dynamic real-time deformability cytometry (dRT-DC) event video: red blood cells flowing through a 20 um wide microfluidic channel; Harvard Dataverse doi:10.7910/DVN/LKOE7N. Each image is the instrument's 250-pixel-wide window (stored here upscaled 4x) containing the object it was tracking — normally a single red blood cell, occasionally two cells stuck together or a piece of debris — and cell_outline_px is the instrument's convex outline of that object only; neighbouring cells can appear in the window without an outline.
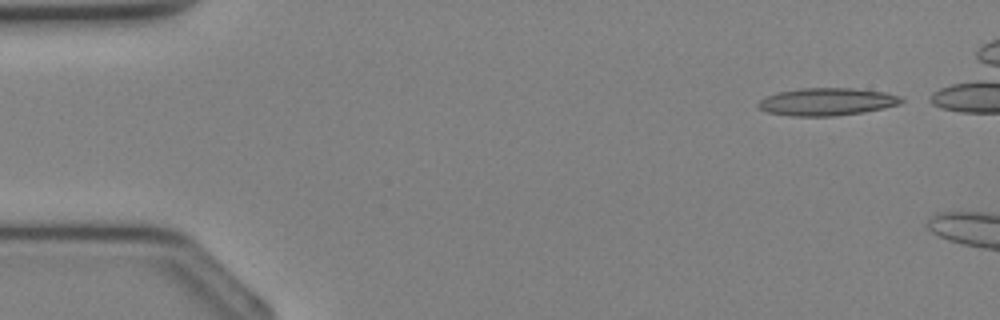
{"species": "Egyptian fruit bat (a non-hibernating species)", "species_latin": "Rousettus aegyptiacus", "temperature_condition": "cold", "stored_images_in_passage": 5, "camera_frame_rate_fps": 3000, "um_per_image_px": 0.085, "animal": {"sex": "female"}, "frame": {"image": 1, "passage_image": 2, "time_ms": 0.333, "image_size_px": [1000, 320], "cell_outline_px": [[904, 100], [900, 104], [884, 108], [836, 116], [792, 116], [768, 112], [760, 108], [756, 104], [764, 96], [780, 92], [800, 88], [852, 88], [884, 92], [900, 96]], "centroid_in_image_um": [70.28, 8.64], "position_along_channel_um": 14.7, "area_um2": 22.89}}